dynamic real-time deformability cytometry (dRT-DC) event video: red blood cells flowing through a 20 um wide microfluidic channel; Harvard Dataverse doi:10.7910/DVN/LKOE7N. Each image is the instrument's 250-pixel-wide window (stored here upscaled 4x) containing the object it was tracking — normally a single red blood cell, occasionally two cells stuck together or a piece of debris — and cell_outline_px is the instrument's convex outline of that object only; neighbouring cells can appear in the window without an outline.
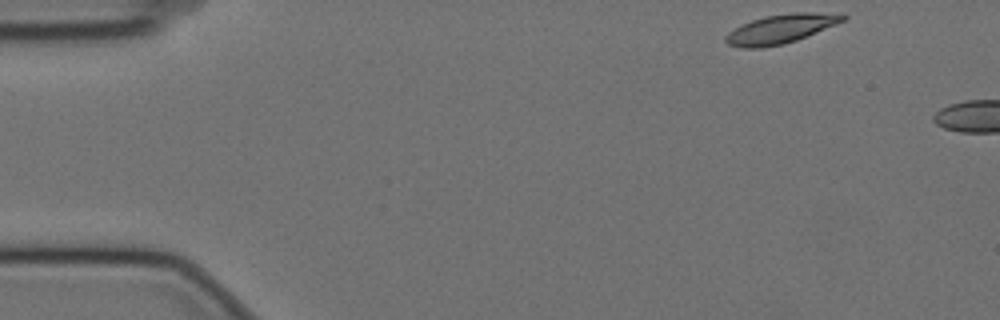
{"species": "Egyptian fruit bat (a non-hibernating species)", "species_latin": "Rousettus aegyptiacus", "temperature_condition": "cold", "stored_images_in_passage": 4, "camera_frame_rate_fps": 3000, "um_per_image_px": 0.085, "animal": {"sex": "female"}, "frame": {"image": 1, "passage_image": 1, "time_ms": 0.0, "image_size_px": [1000, 320], "cell_outline_px": [[848, 16], [844, 20], [836, 24], [796, 40], [784, 44], [760, 48], [740, 48], [728, 44], [724, 40], [724, 36], [728, 32], [752, 20], [764, 16], [792, 12], [812, 12]], "centroid_in_image_um": [66.29, 2.47], "position_along_channel_um": 18.7, "area_um2": 19.54}}